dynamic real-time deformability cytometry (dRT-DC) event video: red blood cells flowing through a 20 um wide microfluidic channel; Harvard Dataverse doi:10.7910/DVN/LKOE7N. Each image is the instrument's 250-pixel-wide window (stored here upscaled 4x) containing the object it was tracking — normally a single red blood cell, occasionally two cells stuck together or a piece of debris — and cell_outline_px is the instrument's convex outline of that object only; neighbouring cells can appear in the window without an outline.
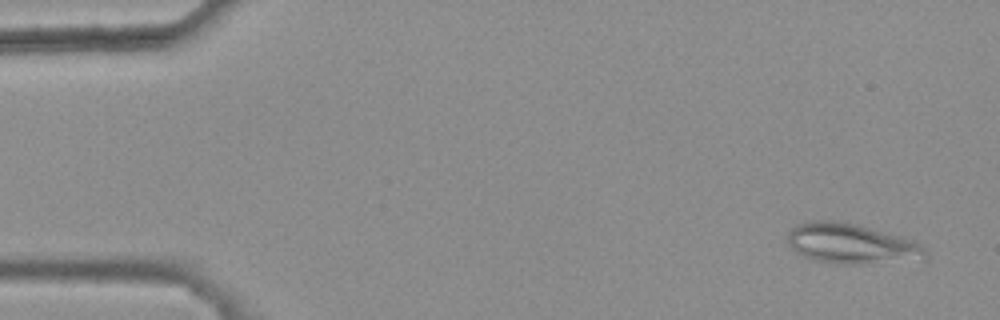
{"species": "common noctule bat (a hibernating species)", "species_latin": "Nyctalus noctula", "temperature_condition": "warm", "stored_images_in_passage": 12, "camera_frame_rate_fps": 3000, "um_per_image_px": 0.085, "animal": {"sex": "female", "body_mass_g": 25.1}, "frame": {"image": 1, "passage_image": 3, "time_ms": 0.667, "image_size_px": [1000, 320], "cell_outline_px": [[928, 260], [852, 264], [836, 264], [816, 260], [804, 256], [796, 252], [788, 244], [788, 232], [796, 224], [804, 220], [832, 220], [856, 224], [916, 240], [924, 248], [928, 256]], "centroid_in_image_um": [72.39, 20.71], "position_along_channel_um": 12.6, "area_um2": 32.66}}